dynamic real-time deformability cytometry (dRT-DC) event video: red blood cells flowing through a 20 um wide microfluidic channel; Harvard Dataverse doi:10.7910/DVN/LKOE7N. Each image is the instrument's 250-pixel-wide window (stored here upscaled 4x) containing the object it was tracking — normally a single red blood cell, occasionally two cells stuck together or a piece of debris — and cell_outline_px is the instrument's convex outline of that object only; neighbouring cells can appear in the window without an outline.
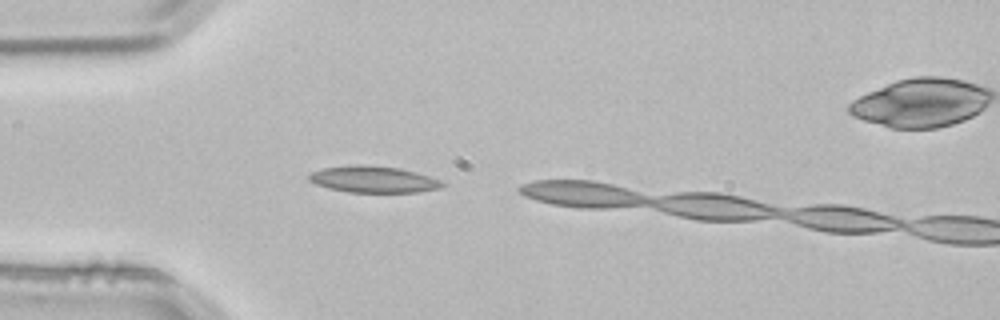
{"species": "common noctule bat (a hibernating species)", "species_latin": "Nyctalus noctula", "temperature_condition": "room temperature", "stored_images_in_passage": 2, "camera_frame_rate_fps": 3000, "um_per_image_px": 0.085, "animal": {"sex": "male", "body_mass_g": 21.5, "forearm_length_mm": 52.0}, "frame": {"image": 1, "passage_image": 1, "time_ms": 0.0, "image_size_px": [1000, 320], "cell_outline_px": [[448, 184], [440, 188], [420, 192], [348, 192], [328, 188], [316, 184], [308, 180], [308, 176], [312, 172], [324, 168], [356, 164], [364, 164], [400, 168], [428, 176], [440, 180]], "centroid_in_image_um": [31.75, 15.25], "position_along_channel_um": 53.2, "area_um2": 20.63}}